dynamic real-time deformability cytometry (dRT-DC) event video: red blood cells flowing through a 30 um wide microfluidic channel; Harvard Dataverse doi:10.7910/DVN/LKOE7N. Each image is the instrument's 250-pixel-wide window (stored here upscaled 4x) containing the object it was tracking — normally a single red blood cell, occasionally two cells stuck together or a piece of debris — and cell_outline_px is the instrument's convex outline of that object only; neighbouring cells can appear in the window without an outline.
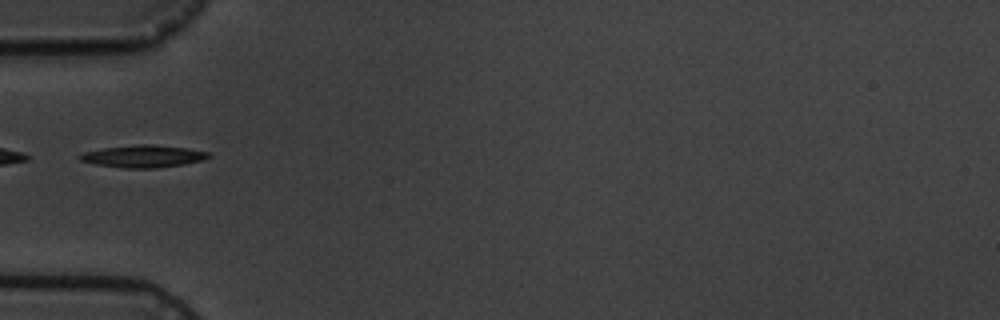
{"species": "common noctule bat (a hibernating species)", "species_latin": "Nyctalus noctula", "temperature_condition": "cold", "stored_images_in_passage": 10, "segment_of_instrument_passage": [2, 2], "camera_frame_rate_fps": 3000, "um_per_image_px": 0.085, "animal": {"sex": "male", "body_mass_g": 19.5, "forearm_length_mm": 54.6}, "frame": {"image": 1, "passage_image": 5, "time_ms": 4.667, "image_size_px": [1000, 320], "cell_outline_px": [[212, 156], [204, 160], [184, 164], [156, 168], [124, 168], [96, 164], [80, 160], [76, 156], [80, 152], [104, 148], [140, 144], [152, 144], [188, 148], [208, 152]], "centroid_in_image_um": [12.17, 13.28], "position_along_channel_um": 72.8, "area_um2": 16.82}}
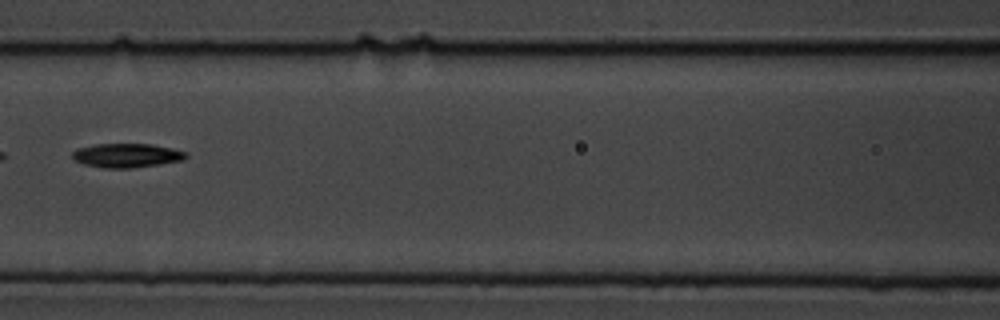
{"frame": {"image": 2, "passage_image": 7, "time_ms": 7.0, "image_size_px": [1000, 320], "cell_outline_px": [[188, 156], [184, 160], [160, 164], [132, 168], [104, 168], [84, 164], [72, 160], [72, 152], [76, 148], [96, 144], [152, 144], [172, 148], [184, 152]], "centroid_in_image_um": [10.74, 13.21], "position_along_channel_um": 155.9, "area_um2": 16.01}}
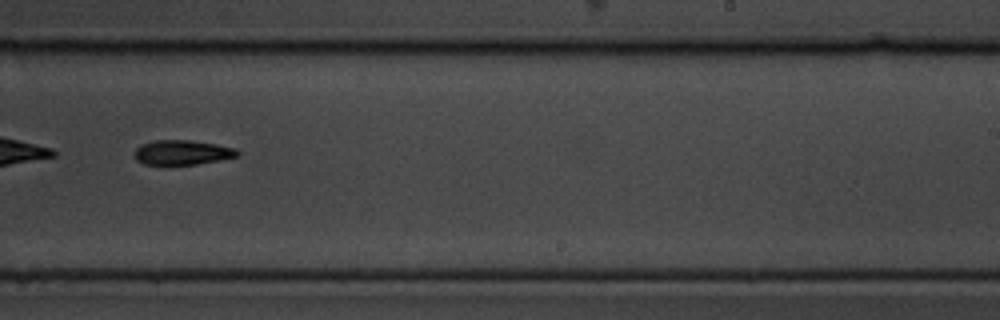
{"frame": {"image": 3, "passage_image": 10, "time_ms": 10.333, "image_size_px": [1000, 320], "cell_outline_px": [[240, 152], [236, 156], [220, 160], [196, 164], [144, 164], [136, 160], [136, 148], [140, 144], [156, 140], [188, 140], [216, 144], [236, 148]], "centroid_in_image_um": [15.5, 12.95], "position_along_channel_um": 273.5, "area_um2": 14.62}}